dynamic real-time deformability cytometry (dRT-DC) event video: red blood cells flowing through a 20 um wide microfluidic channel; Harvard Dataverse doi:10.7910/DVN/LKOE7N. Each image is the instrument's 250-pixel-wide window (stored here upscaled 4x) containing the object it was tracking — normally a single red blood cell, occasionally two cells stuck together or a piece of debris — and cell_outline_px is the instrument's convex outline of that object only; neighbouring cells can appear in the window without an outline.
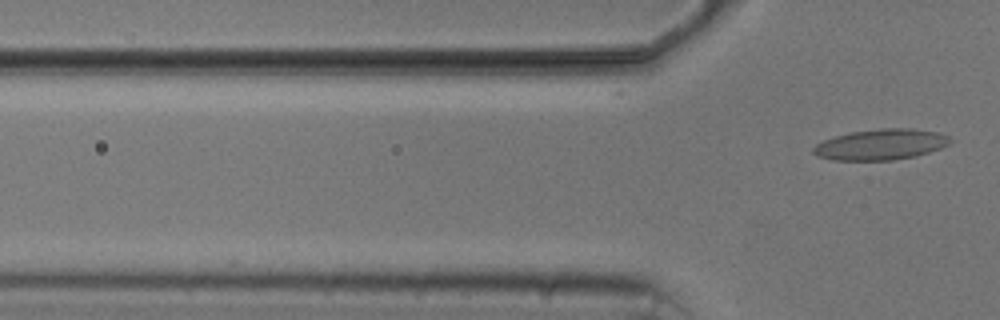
{"species": "common noctule bat (a hibernating species)", "species_latin": "Nyctalus noctula", "temperature_condition": "cold", "stored_images_in_passage": 2, "camera_frame_rate_fps": 3000, "um_per_image_px": 0.085, "animal": {"sex": "male", "body_mass_g": 20.5, "forearm_length_mm": 52.5}, "frame": {"image": 1, "passage_image": 2, "time_ms": 2.0, "image_size_px": [1000, 320], "cell_outline_px": [[952, 140], [948, 144], [940, 148], [916, 156], [892, 160], [832, 160], [816, 156], [812, 152], [812, 148], [816, 144], [824, 140], [836, 136], [852, 132], [880, 128], [912, 128], [940, 132], [948, 136]], "centroid_in_image_um": [74.87, 12.28], "position_along_channel_um": 50.9, "area_um2": 24.57}}